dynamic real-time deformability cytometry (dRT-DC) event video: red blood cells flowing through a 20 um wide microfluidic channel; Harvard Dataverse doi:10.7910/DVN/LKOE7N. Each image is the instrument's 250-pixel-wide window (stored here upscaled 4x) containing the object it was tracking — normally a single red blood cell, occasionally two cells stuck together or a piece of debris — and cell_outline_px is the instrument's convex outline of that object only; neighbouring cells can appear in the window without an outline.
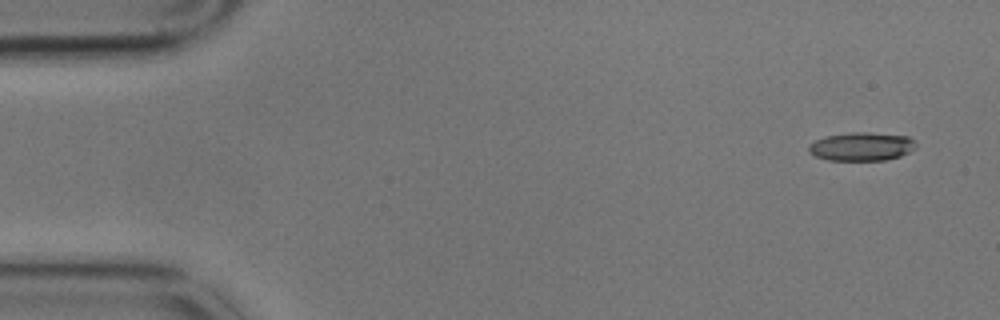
{"species": "common noctule bat (a hibernating species)", "species_latin": "Nyctalus noctula", "temperature_condition": "cold", "stored_images_in_passage": 6, "camera_frame_rate_fps": 3000, "um_per_image_px": 0.085, "animal": {"sex": "male", "body_mass_g": 17.9}, "frame": {"image": 1, "passage_image": 1, "time_ms": 0.0, "image_size_px": [1000, 320], "cell_outline_px": [[916, 148], [900, 156], [884, 160], [828, 160], [816, 156], [808, 152], [808, 144], [816, 140], [828, 136], [848, 132], [868, 132], [908, 136], [916, 144]], "centroid_in_image_um": [73.22, 12.45], "position_along_channel_um": 11.8, "area_um2": 17.74}}
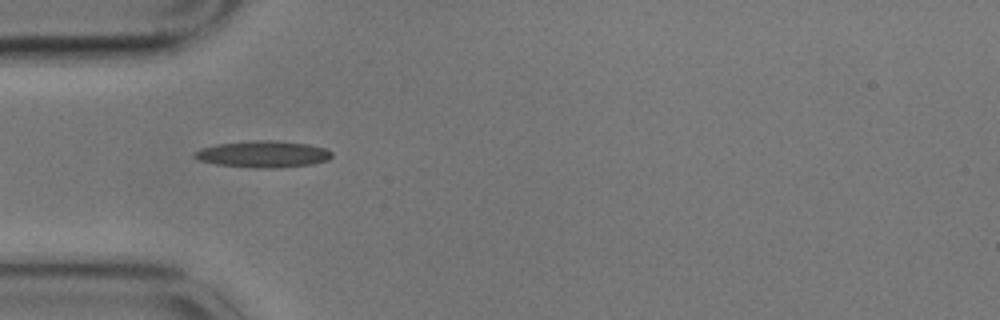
{"frame": {"image": 2, "passage_image": 5, "time_ms": 1.333, "image_size_px": [1000, 320], "cell_outline_px": [[332, 156], [328, 160], [312, 164], [280, 168], [252, 168], [216, 164], [200, 160], [192, 156], [192, 152], [200, 148], [216, 144], [252, 140], [276, 140], [308, 144], [324, 148], [332, 152]], "centroid_in_image_um": [22.34, 13.1], "position_along_channel_um": 62.7, "area_um2": 21.56}}